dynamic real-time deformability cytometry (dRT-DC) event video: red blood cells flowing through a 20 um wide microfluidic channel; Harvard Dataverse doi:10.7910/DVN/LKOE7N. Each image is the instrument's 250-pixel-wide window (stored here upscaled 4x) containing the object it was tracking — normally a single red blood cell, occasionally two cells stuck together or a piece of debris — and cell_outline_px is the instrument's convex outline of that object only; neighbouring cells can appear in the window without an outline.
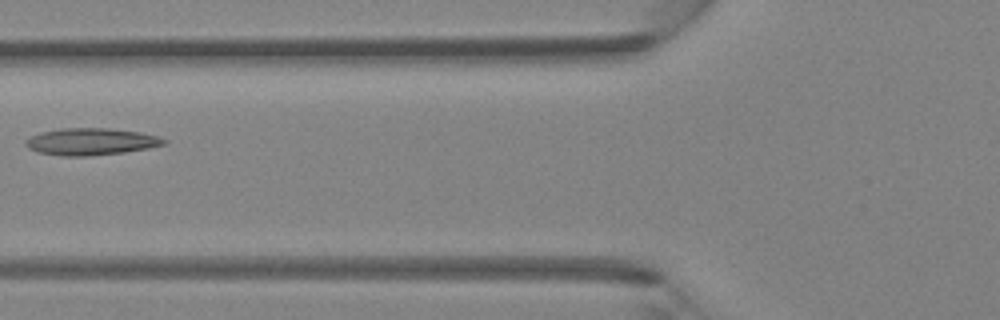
{"species": "Egyptian fruit bat (a non-hibernating species)", "species_latin": "Rousettus aegyptiacus", "temperature_condition": "room temperature", "stored_images_in_passage": 4, "camera_frame_rate_fps": 3000, "um_per_image_px": 0.085, "animal": {"sex": "female"}, "frame": {"image": 1, "passage_image": 4, "time_ms": 1.0, "image_size_px": [1000, 320], "cell_outline_px": [[168, 140], [164, 144], [148, 148], [124, 152], [88, 156], [60, 156], [36, 152], [28, 148], [24, 144], [24, 140], [40, 132], [64, 128], [108, 128], [140, 132], [156, 136]], "centroid_in_image_um": [7.68, 12.04], "position_along_channel_um": 118.1, "area_um2": 21.73}}